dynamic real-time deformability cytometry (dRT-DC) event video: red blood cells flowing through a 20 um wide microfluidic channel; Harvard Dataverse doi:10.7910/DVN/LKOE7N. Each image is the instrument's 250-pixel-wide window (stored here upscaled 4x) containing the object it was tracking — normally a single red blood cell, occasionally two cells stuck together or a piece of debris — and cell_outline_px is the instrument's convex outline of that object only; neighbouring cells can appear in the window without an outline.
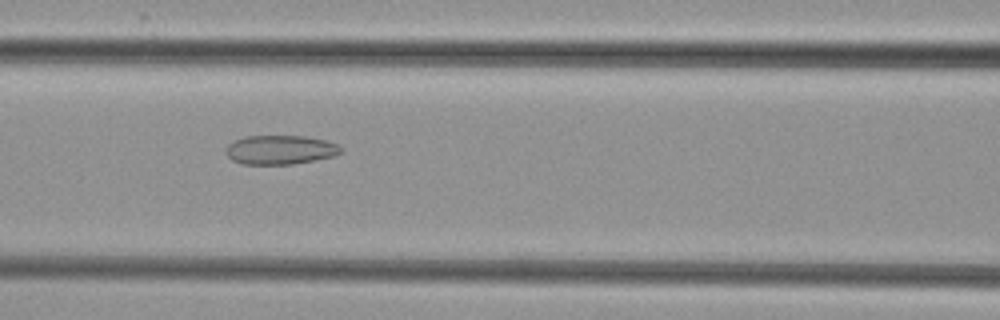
{"species": "common noctule bat (a hibernating species)", "species_latin": "Nyctalus noctula", "temperature_condition": "cold", "stored_images_in_passage": 10, "camera_frame_rate_fps": 3000, "um_per_image_px": 0.085, "animal": {"sex": "female", "body_mass_g": 29.2, "forearm_length_mm": 56.3}, "frame": {"image": 1, "passage_image": 7, "time_ms": 7.667, "image_size_px": [1000, 320], "cell_outline_px": [[344, 152], [336, 156], [292, 164], [240, 164], [232, 160], [228, 156], [224, 148], [228, 144], [244, 136], [304, 136], [324, 140], [336, 144], [344, 148]], "centroid_in_image_um": [23.83, 12.74], "position_along_channel_um": 142.8, "area_um2": 19.65}}
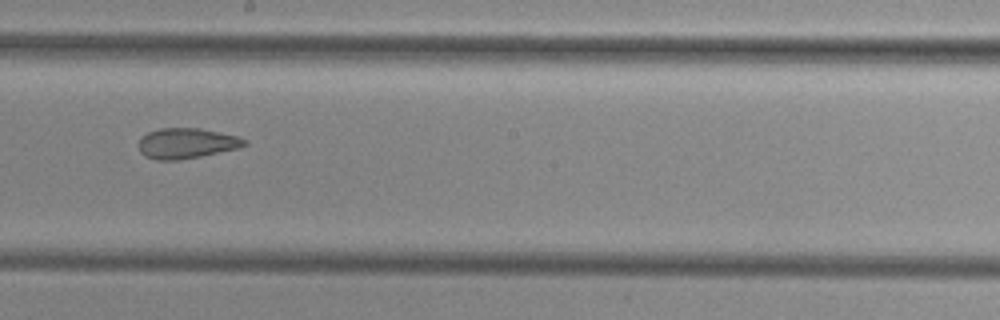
{"frame": {"image": 2, "passage_image": 9, "time_ms": 10.0, "image_size_px": [1000, 320], "cell_outline_px": [[248, 144], [240, 148], [200, 156], [176, 160], [156, 160], [144, 156], [140, 152], [136, 144], [140, 136], [148, 132], [160, 128], [200, 128], [240, 136], [248, 140]], "centroid_in_image_um": [15.84, 12.17], "position_along_channel_um": 232.4, "area_um2": 19.13}}
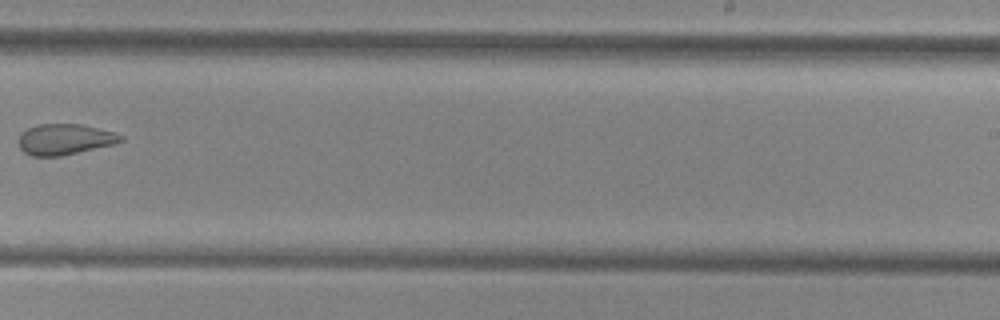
{"frame": {"image": 3, "passage_image": 10, "time_ms": 11.333, "image_size_px": [1000, 320], "cell_outline_px": [[124, 140], [116, 144], [60, 156], [32, 156], [24, 152], [20, 148], [20, 132], [36, 124], [80, 124], [112, 132], [124, 136]], "centroid_in_image_um": [5.5, 11.84], "position_along_channel_um": 283.5, "area_um2": 18.26}}